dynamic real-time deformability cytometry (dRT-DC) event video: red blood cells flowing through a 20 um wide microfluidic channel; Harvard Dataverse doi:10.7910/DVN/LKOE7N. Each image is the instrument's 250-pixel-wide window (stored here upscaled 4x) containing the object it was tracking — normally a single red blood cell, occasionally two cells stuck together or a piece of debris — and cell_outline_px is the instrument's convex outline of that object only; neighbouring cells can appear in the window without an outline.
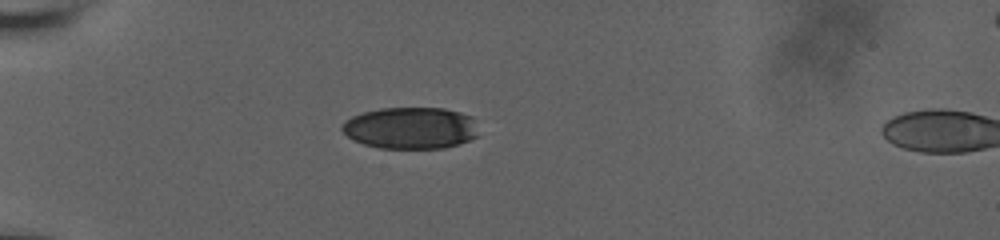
{"species": "human", "species_latin": "Homo sapiens", "temperature_condition": "room temperature", "stored_images_in_passage": 3, "camera_frame_rate_fps": 3000, "um_per_image_px": 0.085, "donor": {"sex": "male"}, "frame": {"image": 1, "passage_image": 1, "time_ms": 0.0, "image_size_px": [1000, 240], "cell_outline_px": [[480, 136], [460, 144], [444, 148], [380, 148], [364, 144], [352, 140], [340, 128], [344, 120], [352, 116], [364, 112], [380, 108], [444, 108], [460, 112], [472, 116], [476, 120]], "centroid_in_image_um": [34.95, 10.88], "position_along_channel_um": 50.0, "area_um2": 33.7}}
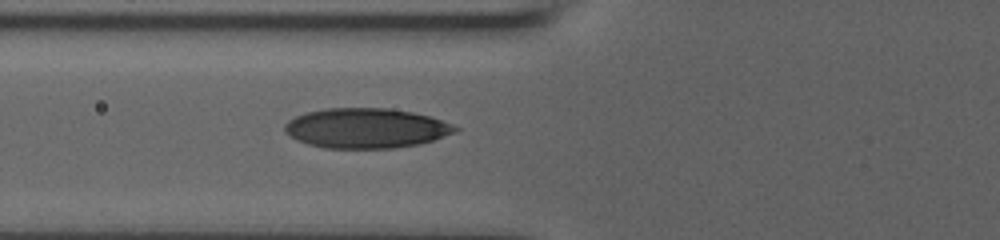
{"frame": {"image": 2, "passage_image": 3, "time_ms": 2.0, "image_size_px": [1000, 240], "cell_outline_px": [[460, 128], [456, 132], [420, 144], [392, 148], [324, 148], [308, 144], [296, 140], [284, 132], [284, 124], [288, 120], [296, 116], [308, 112], [324, 108], [388, 108], [412, 112], [428, 116], [452, 124]], "centroid_in_image_um": [31.08, 10.9], "position_along_channel_um": 94.7, "area_um2": 39.65}}